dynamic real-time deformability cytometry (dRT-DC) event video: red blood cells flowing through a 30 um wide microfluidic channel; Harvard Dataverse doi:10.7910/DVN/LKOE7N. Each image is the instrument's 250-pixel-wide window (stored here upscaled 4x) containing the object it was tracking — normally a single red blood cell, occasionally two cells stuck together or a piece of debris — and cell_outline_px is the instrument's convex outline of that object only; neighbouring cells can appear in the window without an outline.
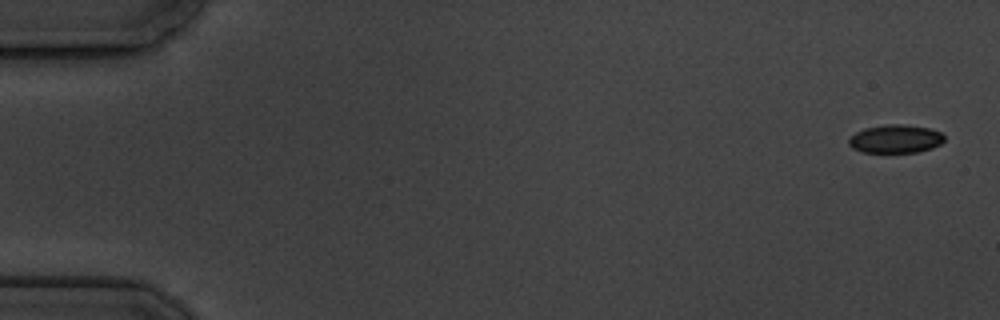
{"species": "common noctule bat (a hibernating species)", "species_latin": "Nyctalus noctula", "temperature_condition": "cold", "stored_images_in_passage": 9, "camera_frame_rate_fps": 3000, "um_per_image_px": 0.085, "animal": {"sex": "male", "body_mass_g": 19.5, "forearm_length_mm": 54.6}, "frame": {"image": 1, "passage_image": 1, "time_ms": 0.0, "image_size_px": [1000, 320], "cell_outline_px": [[944, 140], [940, 144], [932, 148], [916, 152], [864, 152], [852, 148], [848, 144], [848, 140], [856, 132], [864, 128], [884, 124], [904, 124], [928, 128], [940, 132], [944, 136]], "centroid_in_image_um": [76.1, 11.8], "position_along_channel_um": 8.9, "area_um2": 15.72}}
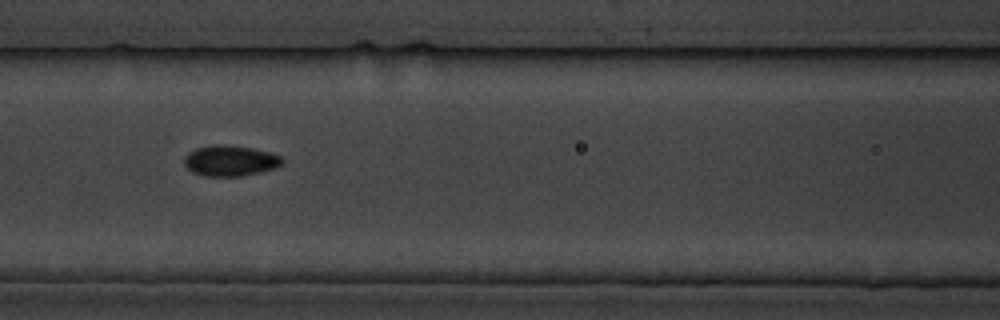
{"frame": {"image": 2, "passage_image": 8, "time_ms": 8.0, "image_size_px": [1000, 320], "cell_outline_px": [[284, 160], [276, 168], [260, 172], [240, 176], [204, 176], [192, 172], [184, 164], [184, 156], [188, 152], [196, 148], [216, 144], [220, 144], [252, 148], [268, 152], [280, 156]], "centroid_in_image_um": [19.54, 13.66], "position_along_channel_um": 147.1, "area_um2": 17.46}}
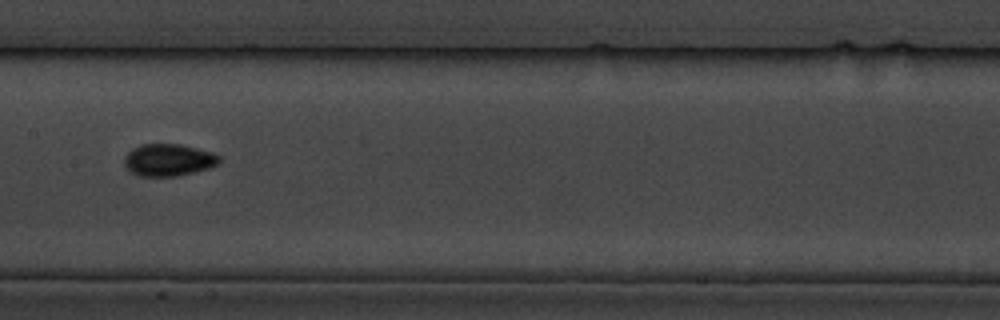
{"frame": {"image": 3, "passage_image": 9, "time_ms": 9.333, "image_size_px": [1000, 320], "cell_outline_px": [[220, 164], [208, 168], [176, 176], [140, 176], [132, 172], [124, 164], [124, 156], [132, 148], [140, 144], [180, 144], [212, 152], [220, 156]], "centroid_in_image_um": [14.32, 13.58], "position_along_channel_um": 193.1, "area_um2": 17.74}}